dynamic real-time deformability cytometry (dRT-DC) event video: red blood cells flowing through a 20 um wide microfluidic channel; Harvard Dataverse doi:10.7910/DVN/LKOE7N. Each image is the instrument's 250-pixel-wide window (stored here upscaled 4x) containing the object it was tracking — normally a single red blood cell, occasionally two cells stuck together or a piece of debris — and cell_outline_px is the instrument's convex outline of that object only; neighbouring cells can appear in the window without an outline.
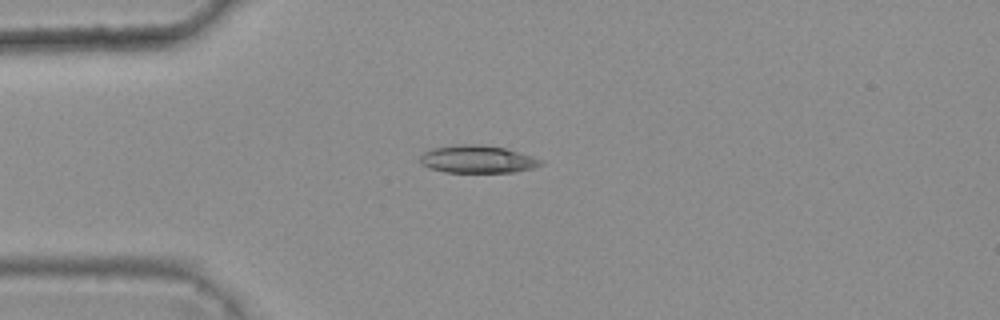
{"species": "common noctule bat (a hibernating species)", "species_latin": "Nyctalus noctula", "temperature_condition": "warm", "stored_images_in_passage": 5, "camera_frame_rate_fps": 3000, "um_per_image_px": 0.085, "animal": {"sex": "female", "body_mass_g": 25.1}, "frame": {"image": 1, "passage_image": 3, "time_ms": 0.667, "image_size_px": [1000, 320], "cell_outline_px": [[544, 164], [536, 168], [512, 172], [444, 172], [428, 168], [420, 164], [420, 156], [424, 152], [432, 148], [456, 144], [480, 144], [504, 148], [532, 156], [544, 160]], "centroid_in_image_um": [40.58, 13.54], "position_along_channel_um": 44.4, "area_um2": 19.65}}
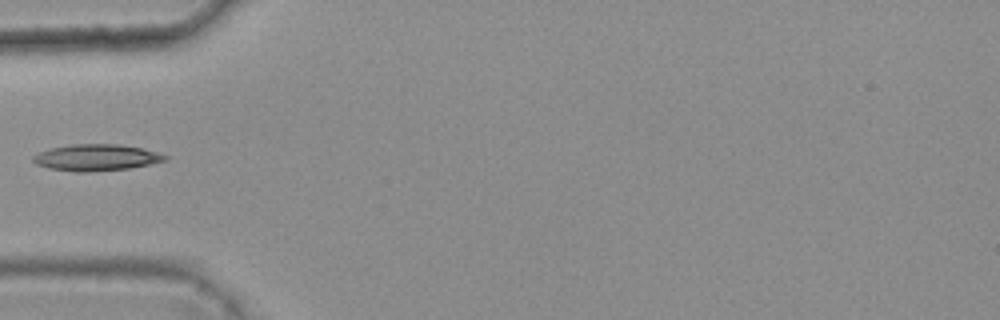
{"frame": {"image": 2, "passage_image": 4, "time_ms": 1.0, "image_size_px": [1000, 320], "cell_outline_px": [[168, 160], [128, 168], [88, 172], [76, 172], [48, 168], [36, 164], [32, 160], [32, 156], [48, 148], [72, 144], [120, 144], [140, 148], [156, 152], [168, 156]], "centroid_in_image_um": [8.14, 13.38], "position_along_channel_um": 76.9, "area_um2": 20.29}}
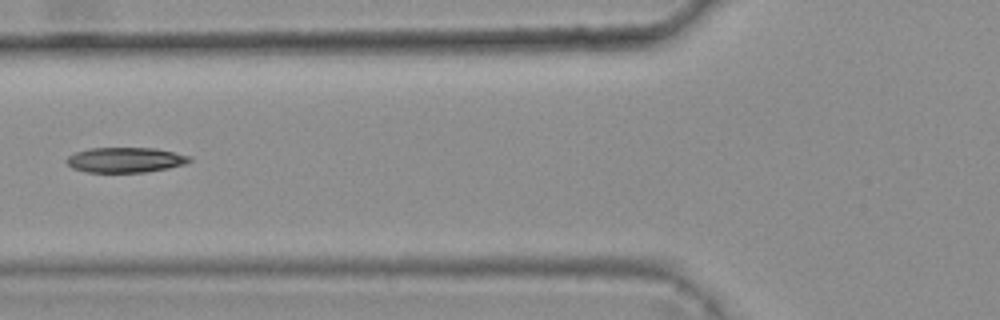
{"frame": {"image": 3, "passage_image": 5, "time_ms": 1.333, "image_size_px": [1000, 320], "cell_outline_px": [[192, 160], [184, 164], [168, 168], [144, 172], [88, 172], [72, 168], [64, 160], [68, 156], [76, 152], [88, 148], [152, 148], [192, 156]], "centroid_in_image_um": [10.63, 13.59], "position_along_channel_um": 115.2, "area_um2": 17.92}}